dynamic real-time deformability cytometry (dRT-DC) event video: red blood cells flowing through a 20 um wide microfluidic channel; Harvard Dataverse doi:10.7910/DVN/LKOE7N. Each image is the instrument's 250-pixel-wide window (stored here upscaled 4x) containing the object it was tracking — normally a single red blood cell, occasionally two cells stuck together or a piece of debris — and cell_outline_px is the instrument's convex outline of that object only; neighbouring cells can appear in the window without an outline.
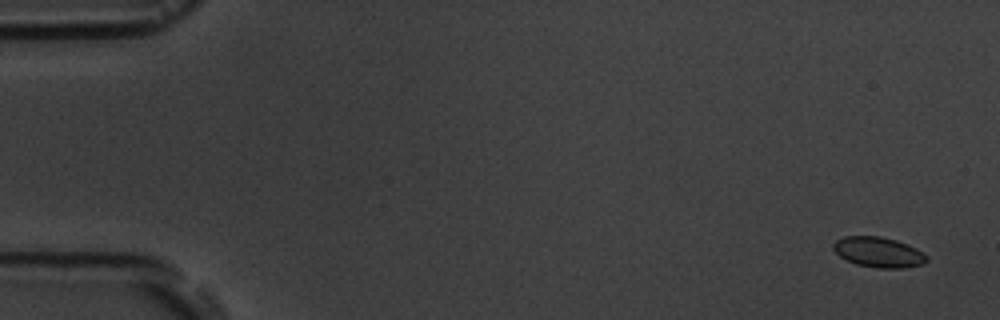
{"species": "common noctule bat (a hibernating species)", "species_latin": "Nyctalus noctula", "temperature_condition": "room temperature", "stored_images_in_passage": 5, "camera_frame_rate_fps": 3000, "um_per_image_px": 0.085, "animal": {"sex": "male", "body_mass_g": 19.5, "forearm_length_mm": 54.6}, "frame": {"image": 1, "passage_image": 1, "time_ms": 0.0, "image_size_px": [1000, 320], "cell_outline_px": [[928, 260], [924, 264], [904, 268], [876, 268], [856, 264], [840, 256], [832, 248], [832, 244], [836, 240], [844, 236], [880, 236], [896, 240], [908, 244], [924, 252], [928, 256]], "centroid_in_image_um": [74.71, 21.43], "position_along_channel_um": 10.3, "area_um2": 16.65}}
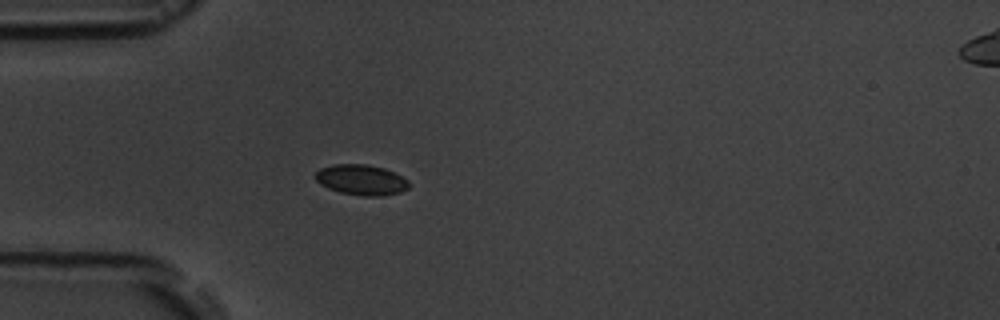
{"frame": {"image": 2, "passage_image": 5, "time_ms": 4.667, "image_size_px": [1000, 320], "cell_outline_px": [[408, 188], [400, 192], [380, 196], [364, 196], [340, 192], [328, 188], [320, 184], [316, 180], [316, 172], [320, 168], [336, 164], [364, 164], [384, 168], [408, 180]], "centroid_in_image_um": [30.69, 15.29], "position_along_channel_um": 54.3, "area_um2": 16.36}}